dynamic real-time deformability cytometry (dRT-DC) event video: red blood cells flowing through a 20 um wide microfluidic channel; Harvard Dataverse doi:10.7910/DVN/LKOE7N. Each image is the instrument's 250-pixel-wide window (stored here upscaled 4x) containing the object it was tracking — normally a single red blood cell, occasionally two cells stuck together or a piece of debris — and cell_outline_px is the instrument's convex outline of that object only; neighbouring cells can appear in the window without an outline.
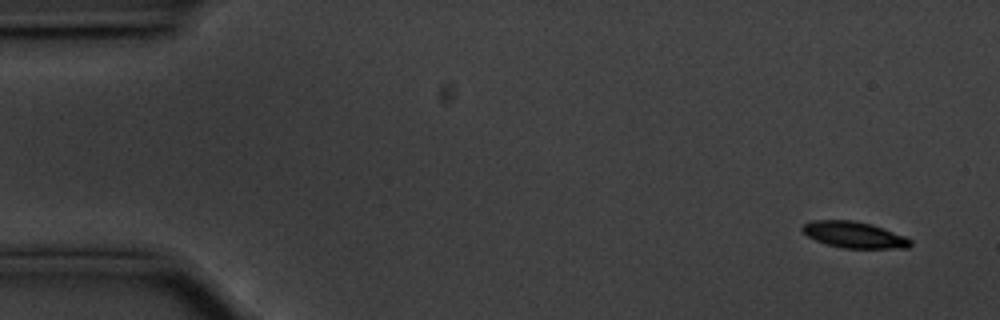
{"species": "common noctule bat (a hibernating species)", "species_latin": "Nyctalus noctula", "temperature_condition": "cold", "stored_images_in_passage": 57, "camera_frame_rate_fps": 3000, "um_per_image_px": 0.085, "animal": {"sex": "male", "body_mass_g": 20.1, "forearm_length_mm": 53.5}, "frame": {"image": 1, "passage_image": 4, "time_ms": 1.0, "image_size_px": [1000, 320], "cell_outline_px": [[912, 244], [908, 248], [844, 248], [828, 244], [816, 240], [808, 236], [800, 228], [804, 224], [812, 220], [852, 220], [872, 224], [884, 228], [904, 236], [912, 240]], "centroid_in_image_um": [72.62, 19.95], "position_along_channel_um": 12.4, "area_um2": 16.47}}
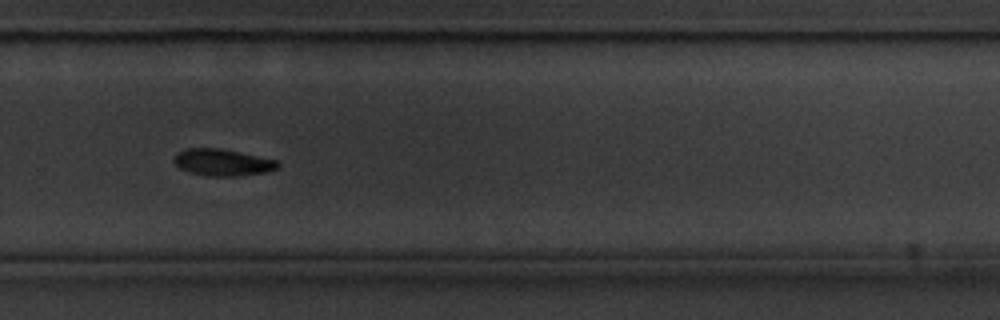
{"frame": {"image": 2, "passage_image": 39, "time_ms": 12.667, "image_size_px": [1000, 320], "cell_outline_px": [[280, 168], [264, 172], [232, 176], [208, 176], [188, 172], [180, 168], [172, 160], [176, 152], [184, 148], [220, 148], [240, 152], [276, 160], [280, 164]], "centroid_in_image_um": [18.87, 13.79], "position_along_channel_um": 310.9, "area_um2": 16.24}}
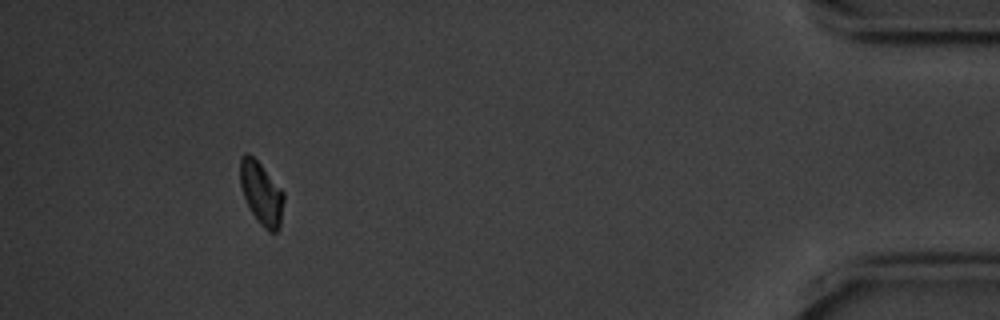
{"frame": {"image": 3, "passage_image": 53, "time_ms": 17.333, "image_size_px": [1000, 320], "cell_outline_px": [[284, 200], [280, 224], [276, 232], [268, 232], [256, 220], [244, 196], [240, 184], [240, 156], [244, 152], [248, 152], [260, 164], [284, 192]], "centroid_in_image_um": [22.21, 16.42], "position_along_channel_um": 413.0, "area_um2": 15.84}}